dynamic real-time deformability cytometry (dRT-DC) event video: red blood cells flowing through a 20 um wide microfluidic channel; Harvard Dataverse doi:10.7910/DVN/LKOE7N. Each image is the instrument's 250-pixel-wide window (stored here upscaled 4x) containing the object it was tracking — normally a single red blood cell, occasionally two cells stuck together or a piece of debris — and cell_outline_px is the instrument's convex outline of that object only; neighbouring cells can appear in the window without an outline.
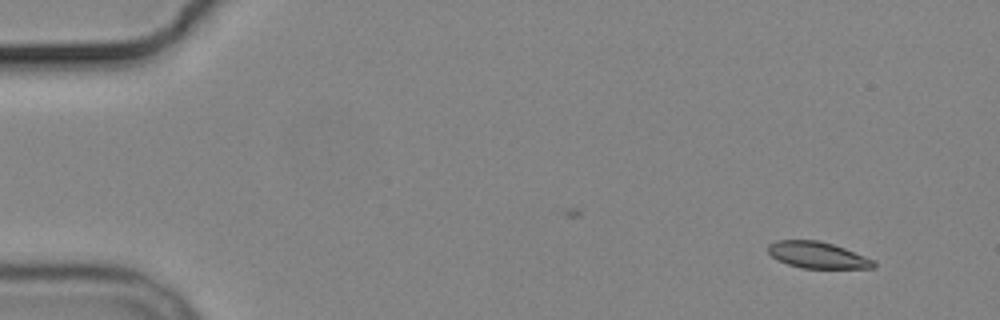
{"species": "common noctule bat (a hibernating species)", "species_latin": "Nyctalus noctula", "temperature_condition": "cold", "stored_images_in_passage": 10, "camera_frame_rate_fps": 3000, "um_per_image_px": 0.085, "animal": {"sex": "male", "body_mass_g": 19.2, "forearm_length_mm": 51.8}, "frame": {"image": 1, "passage_image": 1, "time_ms": 0.0, "image_size_px": [1000, 320], "cell_outline_px": [[876, 264], [872, 268], [800, 268], [788, 264], [772, 256], [768, 252], [768, 244], [776, 240], [820, 240], [844, 248], [876, 260]], "centroid_in_image_um": [69.5, 21.67], "position_along_channel_um": 15.5, "area_um2": 16.24}}
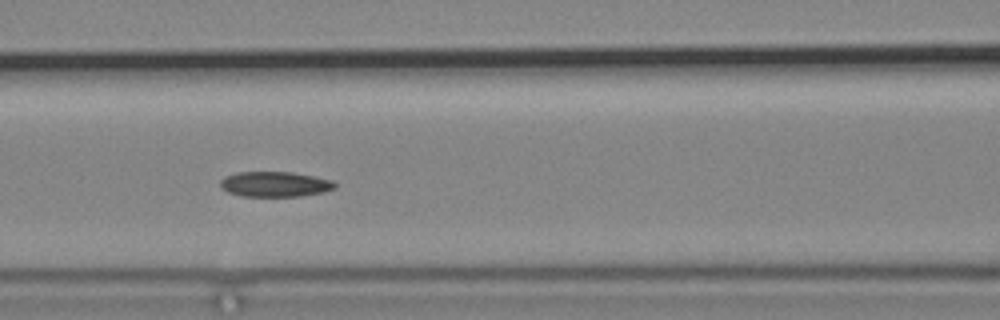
{"frame": {"image": 2, "passage_image": 6, "time_ms": 6.667, "image_size_px": [1000, 320], "cell_outline_px": [[336, 188], [324, 192], [300, 196], [240, 196], [228, 192], [220, 188], [220, 180], [224, 176], [236, 172], [292, 172], [332, 180], [336, 184]], "centroid_in_image_um": [23.34, 15.65], "position_along_channel_um": 143.3, "area_um2": 16.94}}
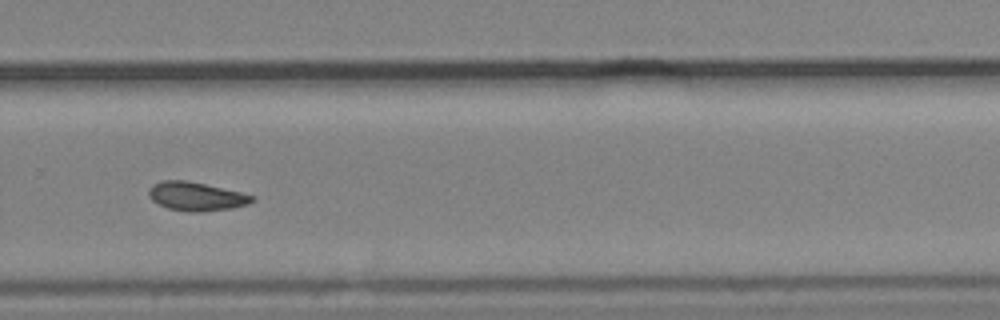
{"frame": {"image": 3, "passage_image": 10, "time_ms": 11.333, "image_size_px": [1000, 320], "cell_outline_px": [[256, 200], [248, 204], [232, 208], [204, 212], [188, 212], [168, 208], [152, 200], [148, 196], [148, 192], [152, 184], [164, 180], [184, 180], [204, 184], [240, 192], [256, 196]], "centroid_in_image_um": [16.69, 16.7], "position_along_channel_um": 313.1, "area_um2": 17.28}}